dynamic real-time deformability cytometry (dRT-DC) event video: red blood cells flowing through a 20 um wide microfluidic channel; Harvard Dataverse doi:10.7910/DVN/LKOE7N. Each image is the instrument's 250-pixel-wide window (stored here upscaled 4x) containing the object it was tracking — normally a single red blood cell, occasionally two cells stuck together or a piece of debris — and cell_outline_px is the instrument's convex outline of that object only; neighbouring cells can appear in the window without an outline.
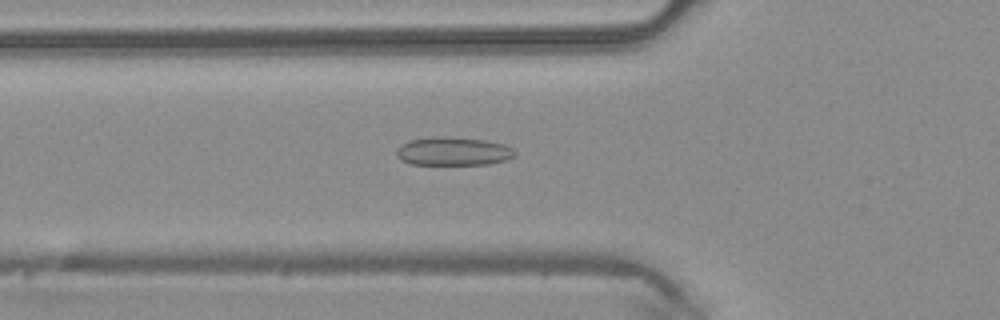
{"species": "common noctule bat (a hibernating species)", "species_latin": "Nyctalus noctula", "temperature_condition": "warm", "stored_images_in_passage": 47, "camera_frame_rate_fps": 3000, "um_per_image_px": 0.085, "animal": {"sex": "male", "body_mass_g": 20.4}, "frame": {"image": 1, "passage_image": 16, "time_ms": 5.0, "image_size_px": [1000, 320], "cell_outline_px": [[516, 156], [508, 160], [488, 164], [412, 164], [400, 160], [396, 156], [396, 148], [400, 144], [408, 140], [432, 136], [444, 136], [484, 140], [504, 144], [512, 148], [516, 152]], "centroid_in_image_um": [38.5, 12.85], "position_along_channel_um": 87.3, "area_um2": 19.88}}
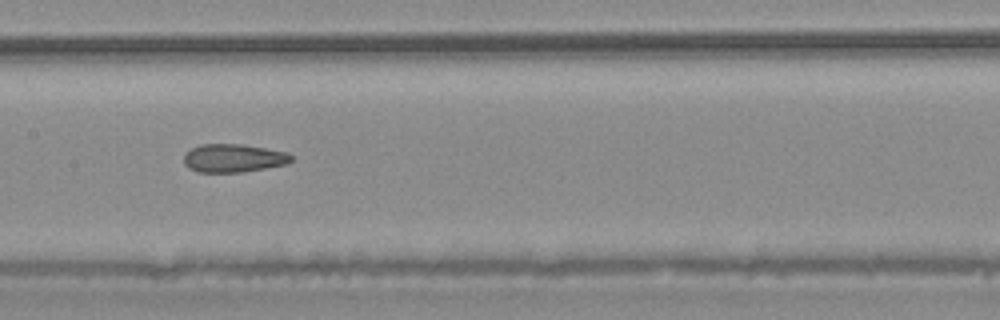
{"frame": {"image": 2, "passage_image": 23, "time_ms": 7.333, "image_size_px": [1000, 320], "cell_outline_px": [[292, 160], [288, 164], [244, 172], [196, 172], [188, 168], [184, 164], [184, 152], [200, 144], [240, 144], [288, 152], [292, 156]], "centroid_in_image_um": [19.82, 13.45], "position_along_channel_um": 187.6, "area_um2": 17.86}}
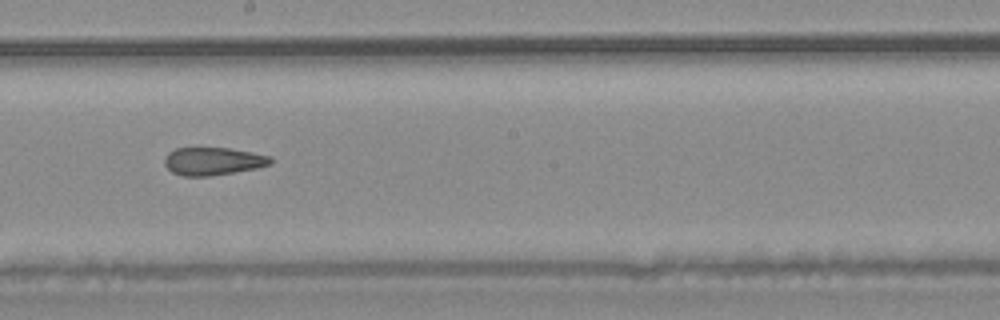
{"frame": {"image": 3, "passage_image": 26, "time_ms": 8.333, "image_size_px": [1000, 320], "cell_outline_px": [[272, 164], [256, 168], [208, 176], [180, 176], [172, 172], [164, 164], [164, 160], [168, 152], [176, 148], [228, 148], [252, 152], [272, 156]], "centroid_in_image_um": [18.1, 13.7], "position_along_channel_um": 230.1, "area_um2": 17.17}, "authors_computed_cell_mechanics": {"area_um2": 19.074, "velocity_mm_per_s": 4.2736, "shape_relaxation_time_tau1_ms": null, "shape_relaxation_time_tau2_ms": 2.3054, "deformation_change_tau1": null, "deformation_change_tau2": 0.1082}}